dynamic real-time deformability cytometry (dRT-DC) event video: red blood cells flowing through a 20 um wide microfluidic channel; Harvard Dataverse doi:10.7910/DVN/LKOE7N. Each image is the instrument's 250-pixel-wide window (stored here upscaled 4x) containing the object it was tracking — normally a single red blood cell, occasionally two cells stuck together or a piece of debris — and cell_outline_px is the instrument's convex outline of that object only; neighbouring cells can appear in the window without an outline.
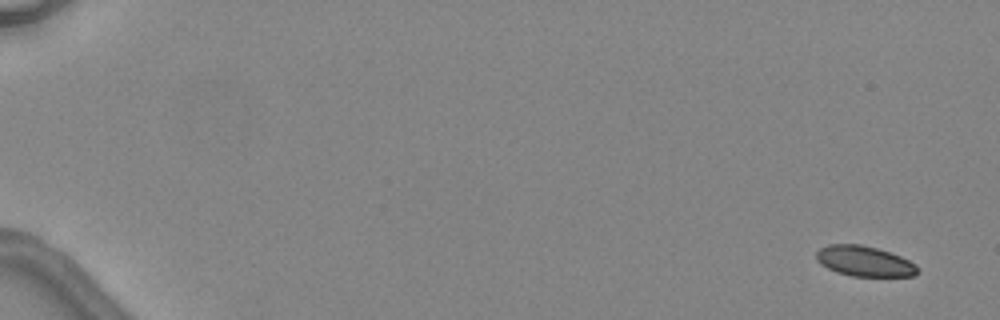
{"species": "common noctule bat (a hibernating species)", "species_latin": "Nyctalus noctula", "temperature_condition": "warm", "stored_images_in_passage": 4, "camera_frame_rate_fps": 3000, "um_per_image_px": 0.085, "animal": {"sex": "female", "body_mass_g": 24.6, "forearm_length_mm": 56.2}, "frame": {"image": 1, "passage_image": 1, "time_ms": 0.0, "image_size_px": [1000, 320], "cell_outline_px": [[916, 276], [852, 276], [836, 272], [820, 264], [816, 260], [816, 252], [820, 248], [828, 244], [860, 244], [876, 248], [900, 256], [916, 264]], "centroid_in_image_um": [73.43, 22.2], "position_along_channel_um": 11.6, "area_um2": 17.8}}